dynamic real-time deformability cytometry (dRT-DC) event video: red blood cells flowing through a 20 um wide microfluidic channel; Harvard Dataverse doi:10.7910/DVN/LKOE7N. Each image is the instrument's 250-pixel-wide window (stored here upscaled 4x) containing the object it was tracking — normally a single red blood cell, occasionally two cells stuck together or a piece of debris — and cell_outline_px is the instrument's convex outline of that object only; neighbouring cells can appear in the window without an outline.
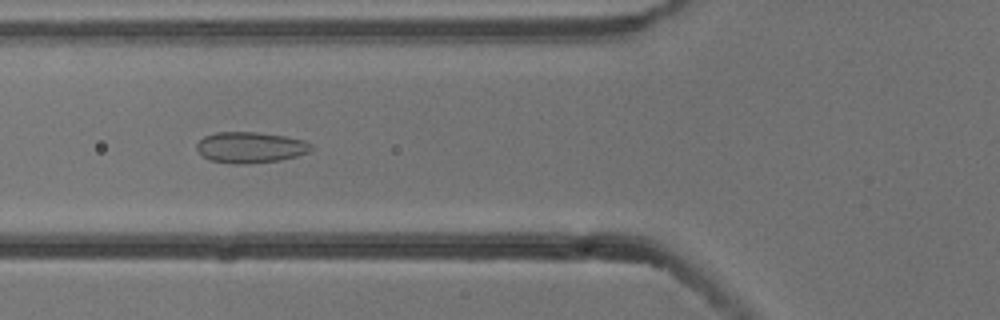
{"species": "common noctule bat (a hibernating species)", "species_latin": "Nyctalus noctula", "temperature_condition": "cold", "stored_images_in_passage": 8, "camera_frame_rate_fps": 3000, "um_per_image_px": 0.085, "animal": {"sex": "male", "body_mass_g": 13.3}, "frame": {"image": 1, "passage_image": 6, "time_ms": 1.667, "image_size_px": [1000, 320], "cell_outline_px": [[312, 148], [308, 152], [296, 156], [280, 160], [244, 164], [232, 164], [212, 160], [204, 156], [196, 148], [196, 144], [204, 136], [216, 132], [256, 132], [284, 136], [304, 140], [312, 144]], "centroid_in_image_um": [21.28, 12.52], "position_along_channel_um": 104.5, "area_um2": 20.52}}
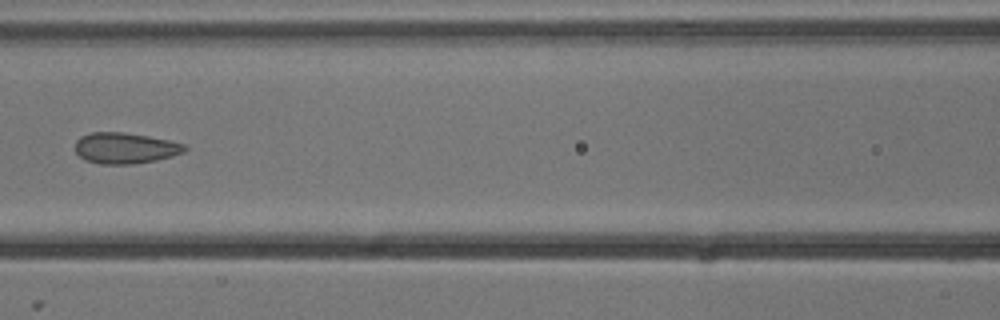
{"frame": {"image": 2, "passage_image": 7, "time_ms": 2.0, "image_size_px": [1000, 320], "cell_outline_px": [[188, 148], [184, 152], [172, 156], [156, 160], [132, 164], [100, 164], [84, 160], [76, 152], [76, 140], [80, 136], [92, 132], [124, 132], [148, 136], [168, 140], [184, 144]], "centroid_in_image_um": [10.63, 12.59], "position_along_channel_um": 156.0, "area_um2": 19.77}}
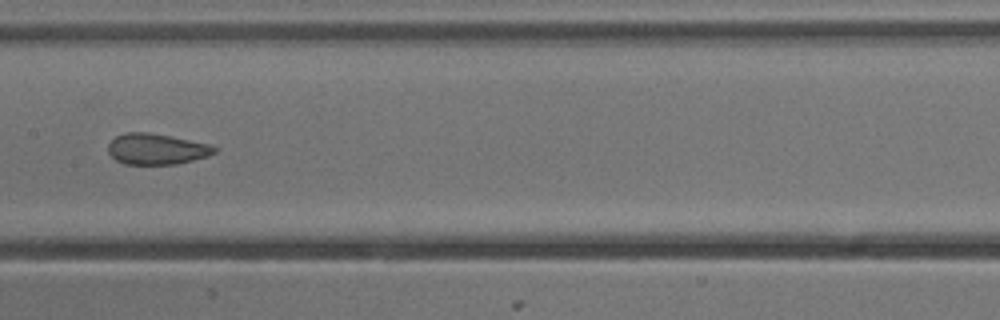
{"frame": {"image": 3, "passage_image": 8, "time_ms": 2.333, "image_size_px": [1000, 320], "cell_outline_px": [[216, 152], [208, 156], [176, 164], [124, 164], [116, 160], [108, 152], [108, 144], [116, 136], [124, 132], [148, 132], [208, 144], [216, 148]], "centroid_in_image_um": [13.26, 12.67], "position_along_channel_um": 194.1, "area_um2": 18.9}}